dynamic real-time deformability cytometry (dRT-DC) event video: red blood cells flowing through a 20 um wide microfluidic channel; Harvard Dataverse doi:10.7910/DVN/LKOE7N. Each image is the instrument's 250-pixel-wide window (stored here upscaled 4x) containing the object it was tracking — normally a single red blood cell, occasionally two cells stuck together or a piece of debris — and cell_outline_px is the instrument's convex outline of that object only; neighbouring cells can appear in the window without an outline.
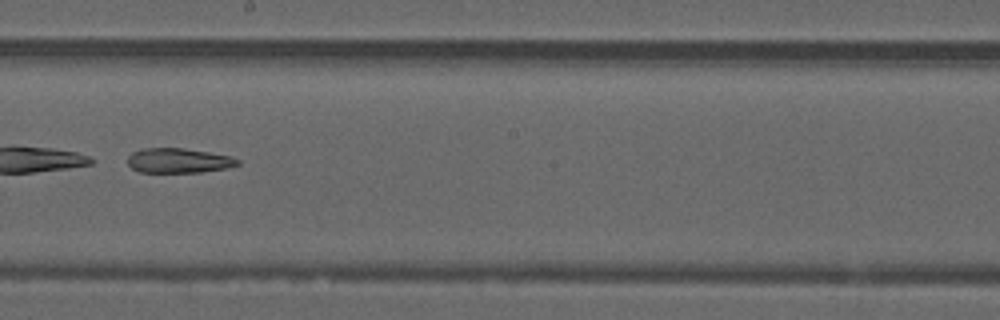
{"species": "common noctule bat (a hibernating species)", "species_latin": "Nyctalus noctula", "temperature_condition": "warm", "stored_images_in_passage": 38, "camera_frame_rate_fps": 3000, "um_per_image_px": 0.085, "animal": {"sex": "male", "forearm_length_mm": 52.5}, "frame": {"image": 1, "passage_image": 17, "time_ms": 5.333, "image_size_px": [1000, 320], "cell_outline_px": [[240, 164], [228, 168], [200, 172], [140, 172], [132, 168], [128, 164], [128, 156], [132, 152], [144, 148], [184, 148], [232, 156], [240, 160]], "centroid_in_image_um": [15.2, 13.65], "position_along_channel_um": 233.0, "area_um2": 15.9}, "authors_computed_cell_mechanics": {"area_um2": 18.7561, "velocity_mm_per_s": 3.9988, "shape_relaxation_time_tau1_ms": 0.9504, "shape_relaxation_time_tau2_ms": null, "deformation_change_tau1": 0.2425, "deformation_change_tau2": null}}